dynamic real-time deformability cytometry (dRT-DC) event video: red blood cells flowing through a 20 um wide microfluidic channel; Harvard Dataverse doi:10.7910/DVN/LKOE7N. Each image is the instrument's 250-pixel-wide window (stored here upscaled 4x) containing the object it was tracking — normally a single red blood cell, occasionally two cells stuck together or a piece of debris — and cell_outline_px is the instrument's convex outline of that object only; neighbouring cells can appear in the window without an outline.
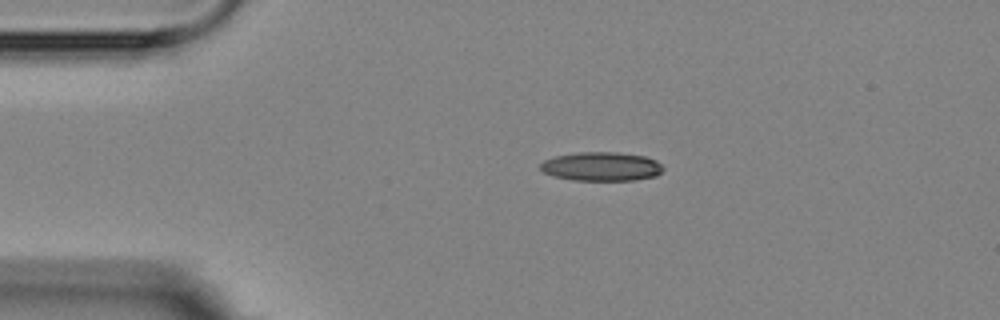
{"species": "Egyptian fruit bat (a non-hibernating species)", "species_latin": "Rousettus aegyptiacus", "temperature_condition": "room temperature", "stored_images_in_passage": 2, "camera_frame_rate_fps": 3000, "um_per_image_px": 0.085, "animal": {"sex": "female"}, "frame": {"image": 1, "passage_image": 1, "time_ms": 0.0, "image_size_px": [1000, 320], "cell_outline_px": [[664, 168], [656, 176], [632, 180], [572, 180], [552, 176], [544, 172], [540, 168], [540, 164], [544, 160], [556, 156], [580, 152], [616, 152], [644, 156], [656, 160]], "centroid_in_image_um": [51.11, 14.15], "position_along_channel_um": 33.9, "area_um2": 20.58}}